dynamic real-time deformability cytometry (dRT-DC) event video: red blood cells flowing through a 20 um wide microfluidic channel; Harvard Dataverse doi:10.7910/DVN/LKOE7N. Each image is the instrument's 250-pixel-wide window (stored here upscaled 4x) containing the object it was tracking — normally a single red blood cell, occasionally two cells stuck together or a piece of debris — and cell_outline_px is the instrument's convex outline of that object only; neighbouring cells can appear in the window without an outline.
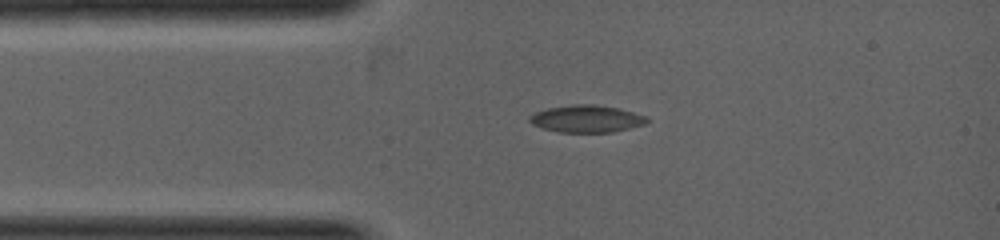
{"species": "common noctule bat (a hibernating species)", "species_latin": "Nyctalus noctula", "temperature_condition": "warm", "stored_images_in_passage": 4, "camera_frame_rate_fps": 5000, "um_per_image_px": 0.085, "animal": {"sex": "female", "body_mass_g": 19.0, "forearm_length_mm": 53.3}, "frame": {"image": 1, "passage_image": 3, "time_ms": 1.0, "image_size_px": [1000, 240], "cell_outline_px": [[648, 120], [644, 124], [612, 132], [556, 132], [532, 124], [528, 120], [528, 116], [536, 112], [548, 108], [572, 104], [596, 104], [620, 108], [648, 116]], "centroid_in_image_um": [49.86, 10.08], "position_along_channel_um": 35.1, "area_um2": 18.67}}